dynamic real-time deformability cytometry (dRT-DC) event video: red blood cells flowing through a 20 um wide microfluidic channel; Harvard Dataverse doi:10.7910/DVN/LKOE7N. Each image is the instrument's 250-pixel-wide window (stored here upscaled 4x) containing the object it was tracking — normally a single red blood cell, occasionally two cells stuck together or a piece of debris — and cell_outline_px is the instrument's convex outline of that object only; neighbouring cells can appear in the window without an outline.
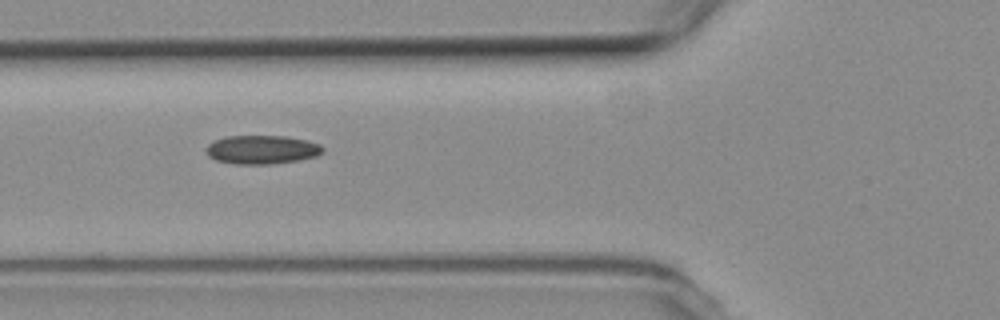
{"species": "common noctule bat (a hibernating species)", "species_latin": "Nyctalus noctula", "temperature_condition": "room temperature", "stored_images_in_passage": 3, "camera_frame_rate_fps": 3000, "um_per_image_px": 0.085, "animal": {"sex": "female", "body_mass_g": 19.3, "forearm_length_mm": 54.1}, "frame": {"image": 1, "passage_image": 2, "time_ms": 2.0, "image_size_px": [1000, 320], "cell_outline_px": [[324, 152], [316, 156], [296, 160], [272, 164], [236, 164], [216, 160], [208, 156], [208, 144], [216, 140], [228, 136], [288, 136], [308, 140], [320, 144], [324, 148]], "centroid_in_image_um": [22.31, 12.71], "position_along_channel_um": 103.5, "area_um2": 19.42}}
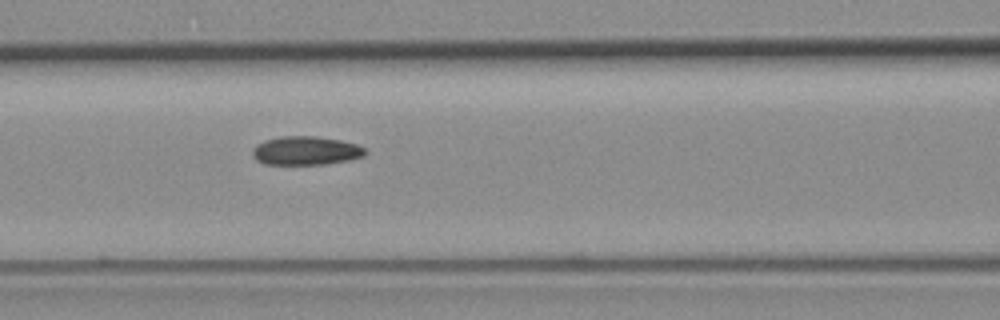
{"frame": {"image": 2, "passage_image": 3, "time_ms": 3.0, "image_size_px": [1000, 320], "cell_outline_px": [[368, 152], [364, 156], [348, 160], [324, 164], [264, 164], [256, 160], [252, 156], [252, 148], [256, 144], [264, 140], [280, 136], [316, 136], [340, 140], [356, 144], [364, 148]], "centroid_in_image_um": [25.96, 12.8], "position_along_channel_um": 140.6, "area_um2": 18.96}}